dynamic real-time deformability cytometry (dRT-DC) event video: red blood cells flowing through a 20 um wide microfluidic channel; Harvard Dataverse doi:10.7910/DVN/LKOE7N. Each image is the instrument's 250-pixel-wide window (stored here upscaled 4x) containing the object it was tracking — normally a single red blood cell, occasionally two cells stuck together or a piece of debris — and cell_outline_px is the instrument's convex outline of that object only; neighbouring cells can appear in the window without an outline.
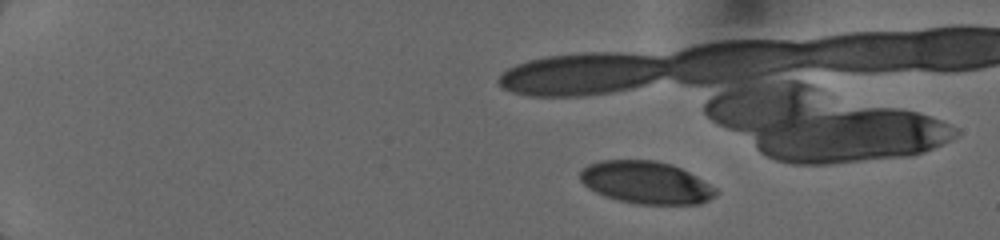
{"species": "human", "species_latin": "Homo sapiens", "temperature_condition": "cold", "stored_images_in_passage": 11, "camera_frame_rate_fps": 3000, "um_per_image_px": 0.085, "donor": {"sex": "female"}, "frame": {"image": 1, "passage_image": 2, "time_ms": 0.667, "image_size_px": [1000, 240], "cell_outline_px": [[720, 192], [716, 196], [700, 204], [636, 204], [616, 200], [604, 196], [588, 188], [580, 180], [580, 172], [588, 164], [600, 160], [656, 160], [672, 164], [696, 176], [716, 188]], "centroid_in_image_um": [54.92, 15.52], "position_along_channel_um": 30.1, "area_um2": 33.76}}
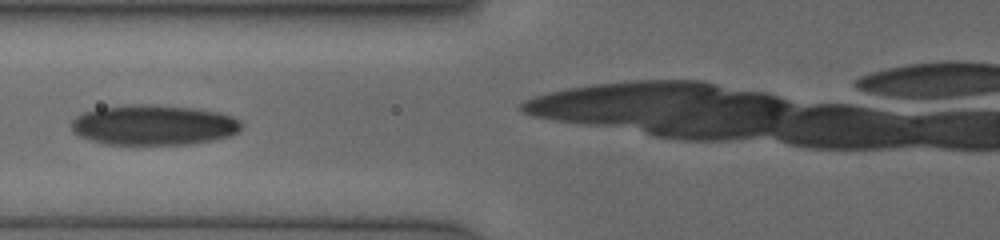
{"frame": {"image": 2, "passage_image": 8, "time_ms": 5.333, "image_size_px": [1000, 240], "cell_outline_px": [[244, 124], [240, 132], [216, 140], [192, 144], [108, 144], [88, 140], [72, 132], [72, 120], [76, 116], [84, 112], [96, 108], [124, 104], [156, 104], [196, 108], [220, 112], [232, 116], [240, 120]], "centroid_in_image_um": [13.09, 10.61], "position_along_channel_um": 112.7, "area_um2": 40.58}}